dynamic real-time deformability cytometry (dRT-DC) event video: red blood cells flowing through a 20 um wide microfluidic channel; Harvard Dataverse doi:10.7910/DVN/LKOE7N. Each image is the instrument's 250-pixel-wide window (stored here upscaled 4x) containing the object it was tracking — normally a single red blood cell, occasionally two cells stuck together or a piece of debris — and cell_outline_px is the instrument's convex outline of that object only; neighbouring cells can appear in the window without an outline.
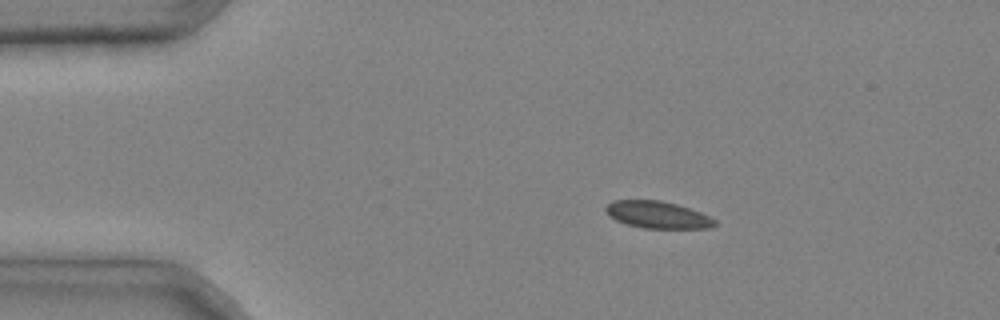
{"species": "common noctule bat (a hibernating species)", "species_latin": "Nyctalus noctula", "temperature_condition": "cold", "stored_images_in_passage": 2, "camera_frame_rate_fps": 3000, "um_per_image_px": 0.085, "animal": {"sex": "male", "body_mass_g": 20.4}, "frame": {"image": 1, "passage_image": 1, "time_ms": 0.0, "image_size_px": [1000, 320], "cell_outline_px": [[716, 224], [712, 228], [644, 228], [628, 224], [616, 220], [608, 216], [604, 208], [612, 200], [660, 200], [676, 204], [700, 212], [716, 220]], "centroid_in_image_um": [55.87, 18.25], "position_along_channel_um": 29.1, "area_um2": 17.11}}